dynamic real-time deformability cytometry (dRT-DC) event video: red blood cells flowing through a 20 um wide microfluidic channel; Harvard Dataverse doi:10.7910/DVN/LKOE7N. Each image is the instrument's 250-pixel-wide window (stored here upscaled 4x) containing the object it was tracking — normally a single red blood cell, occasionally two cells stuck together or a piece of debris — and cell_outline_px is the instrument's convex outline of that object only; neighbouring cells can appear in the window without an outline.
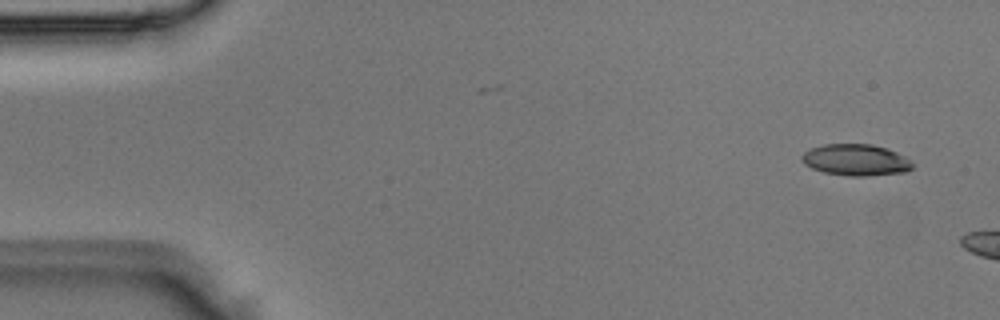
{"species": "Egyptian fruit bat (a non-hibernating species)", "species_latin": "Rousettus aegyptiacus", "temperature_condition": "room temperature", "stored_images_in_passage": 4, "camera_frame_rate_fps": 3000, "um_per_image_px": 0.085, "animal": {"sex": "male"}, "frame": {"image": 1, "passage_image": 1, "time_ms": 0.0, "image_size_px": [1000, 320], "cell_outline_px": [[912, 168], [908, 172], [864, 176], [848, 176], [824, 172], [812, 168], [804, 164], [800, 160], [800, 156], [804, 152], [812, 148], [824, 144], [872, 144], [896, 152], [904, 156], [912, 164]], "centroid_in_image_um": [72.71, 13.6], "position_along_channel_um": 12.3, "area_um2": 20.23}}